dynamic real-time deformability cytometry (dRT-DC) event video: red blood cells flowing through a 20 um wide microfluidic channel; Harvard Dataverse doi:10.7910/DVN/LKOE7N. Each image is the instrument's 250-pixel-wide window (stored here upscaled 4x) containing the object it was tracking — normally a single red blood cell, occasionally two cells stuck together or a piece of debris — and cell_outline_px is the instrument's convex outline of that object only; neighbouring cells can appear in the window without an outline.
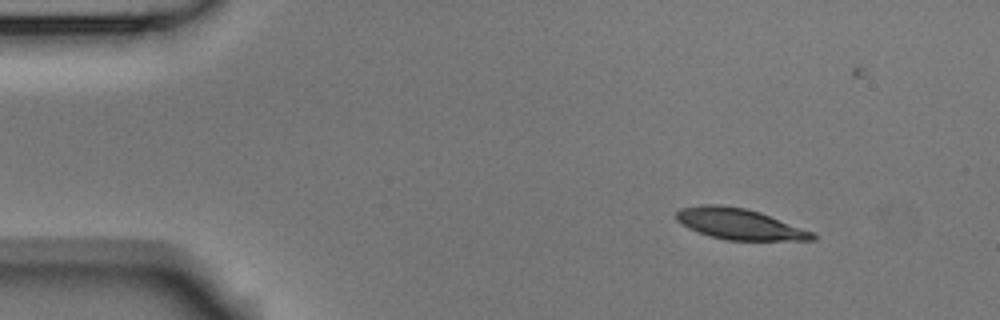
{"species": "Egyptian fruit bat (a non-hibernating species)", "species_latin": "Rousettus aegyptiacus", "temperature_condition": "room temperature", "stored_images_in_passage": 5, "camera_frame_rate_fps": 3000, "um_per_image_px": 0.085, "animal": {"sex": "male"}, "frame": {"image": 1, "passage_image": 1, "time_ms": 0.0, "image_size_px": [1000, 320], "cell_outline_px": [[816, 240], [724, 240], [708, 236], [688, 228], [676, 220], [676, 212], [680, 208], [700, 204], [720, 204], [744, 208], [760, 212], [812, 232], [816, 236]], "centroid_in_image_um": [62.79, 19.03], "position_along_channel_um": 22.2, "area_um2": 24.51}}
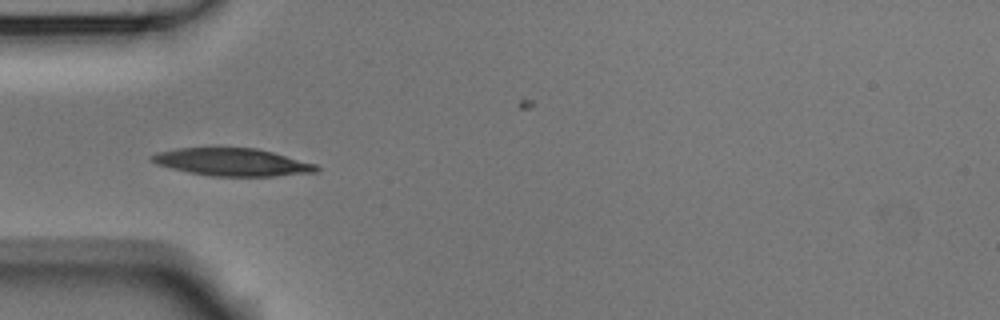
{"frame": {"image": 2, "passage_image": 4, "time_ms": 1.0, "image_size_px": [1000, 320], "cell_outline_px": [[320, 168], [316, 172], [276, 176], [212, 176], [188, 172], [156, 164], [148, 156], [156, 152], [176, 148], [256, 148], [272, 152], [316, 164]], "centroid_in_image_um": [19.72, 13.78], "position_along_channel_um": 65.3, "area_um2": 26.36}}
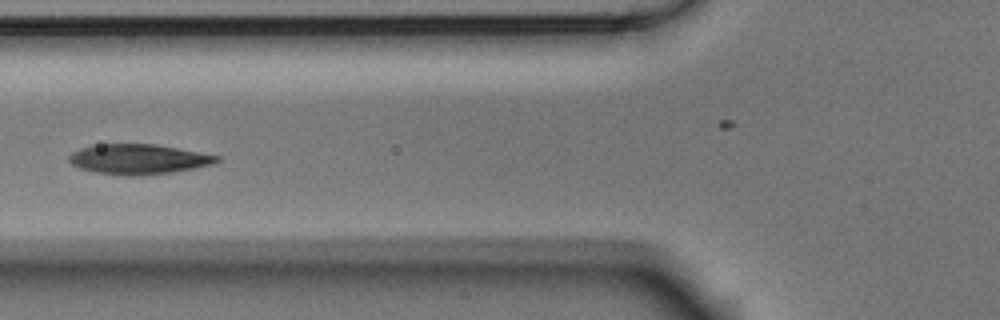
{"frame": {"image": 3, "passage_image": 5, "time_ms": 1.333, "image_size_px": [1000, 320], "cell_outline_px": [[220, 160], [212, 164], [172, 172], [140, 176], [124, 176], [96, 172], [80, 168], [72, 164], [68, 160], [68, 156], [72, 152], [80, 148], [92, 144], [156, 144], [220, 156]], "centroid_in_image_um": [11.73, 13.53], "position_along_channel_um": 114.1, "area_um2": 25.89}}